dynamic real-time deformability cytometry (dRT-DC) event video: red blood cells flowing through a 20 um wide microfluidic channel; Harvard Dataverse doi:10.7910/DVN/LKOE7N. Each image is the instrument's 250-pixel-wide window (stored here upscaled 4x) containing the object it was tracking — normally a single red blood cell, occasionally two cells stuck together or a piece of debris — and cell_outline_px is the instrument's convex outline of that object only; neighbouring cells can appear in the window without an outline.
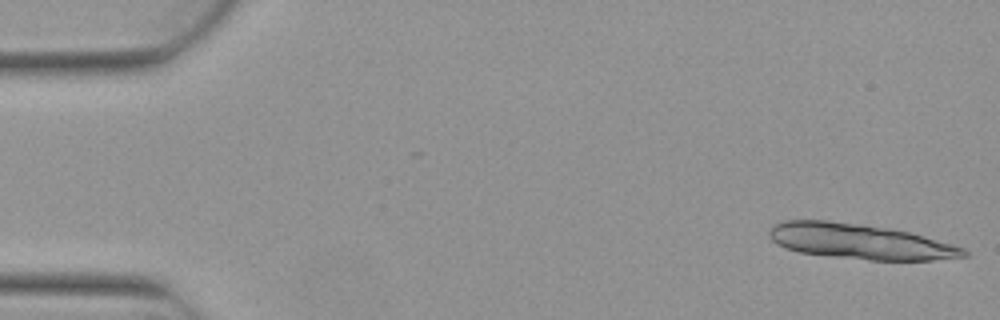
{"species": "Egyptian fruit bat (a non-hibernating species)", "species_latin": "Rousettus aegyptiacus", "temperature_condition": "warm", "stored_images_in_passage": 6, "camera_frame_rate_fps": 3000, "um_per_image_px": 0.085, "animal": {"sex": "female"}, "frame": {"image": 1, "passage_image": 1, "time_ms": 0.0, "image_size_px": [1000, 320], "cell_outline_px": [[968, 256], [932, 260], [868, 260], [832, 256], [800, 252], [776, 244], [772, 240], [768, 232], [776, 224], [784, 220], [828, 220], [888, 228], [908, 232], [924, 236], [952, 244], [964, 248], [968, 252]], "centroid_in_image_um": [73.1, 20.53], "position_along_channel_um": 11.9, "area_um2": 39.54}}
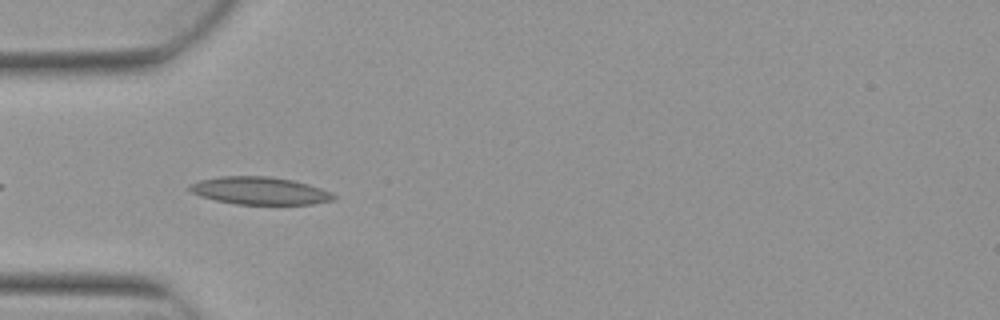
{"frame": {"image": 2, "passage_image": 5, "time_ms": 1.333, "image_size_px": [1000, 320], "cell_outline_px": [[336, 196], [332, 200], [312, 204], [236, 204], [216, 200], [200, 196], [192, 192], [188, 188], [188, 184], [200, 180], [220, 176], [268, 176], [292, 180], [308, 184], [332, 192]], "centroid_in_image_um": [22.06, 16.21], "position_along_channel_um": 62.9, "area_um2": 23.06}}
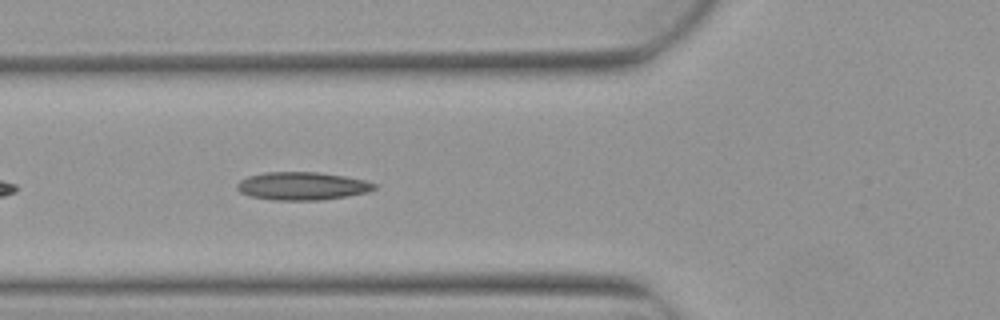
{"frame": {"image": 3, "passage_image": 6, "time_ms": 1.667, "image_size_px": [1000, 320], "cell_outline_px": [[380, 184], [376, 188], [368, 192], [348, 196], [324, 200], [272, 200], [248, 196], [240, 192], [236, 188], [236, 184], [240, 180], [248, 176], [264, 172], [320, 172], [344, 176], [364, 180]], "centroid_in_image_um": [25.69, 15.81], "position_along_channel_um": 100.1, "area_um2": 22.72}}